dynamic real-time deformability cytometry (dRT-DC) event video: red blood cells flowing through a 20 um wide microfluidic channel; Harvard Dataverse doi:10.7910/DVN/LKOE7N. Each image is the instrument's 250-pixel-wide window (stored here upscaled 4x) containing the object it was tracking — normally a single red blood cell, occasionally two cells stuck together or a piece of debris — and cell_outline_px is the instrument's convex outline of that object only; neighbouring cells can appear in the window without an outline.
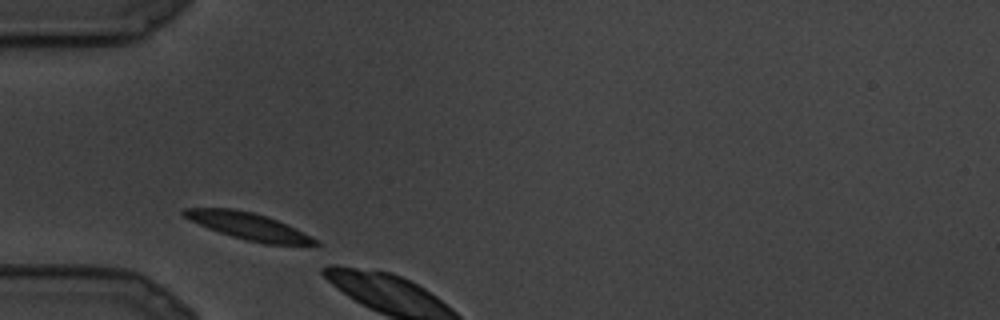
{"species": "common noctule bat (a hibernating species)", "species_latin": "Nyctalus noctula", "temperature_condition": "cold", "stored_images_in_passage": 2, "camera_frame_rate_fps": 3000, "um_per_image_px": 0.085, "animal": {"sex": "male", "body_mass_g": 19.5, "forearm_length_mm": 54.6}, "frame": {"image": 1, "passage_image": 1, "time_ms": 0.0, "image_size_px": [1000, 320], "cell_outline_px": [[320, 244], [264, 244], [232, 236], [208, 228], [184, 216], [180, 212], [184, 208], [232, 208], [252, 212], [276, 220], [320, 240]], "centroid_in_image_um": [21.1, 19.22], "position_along_channel_um": 63.9, "area_um2": 20.0}}